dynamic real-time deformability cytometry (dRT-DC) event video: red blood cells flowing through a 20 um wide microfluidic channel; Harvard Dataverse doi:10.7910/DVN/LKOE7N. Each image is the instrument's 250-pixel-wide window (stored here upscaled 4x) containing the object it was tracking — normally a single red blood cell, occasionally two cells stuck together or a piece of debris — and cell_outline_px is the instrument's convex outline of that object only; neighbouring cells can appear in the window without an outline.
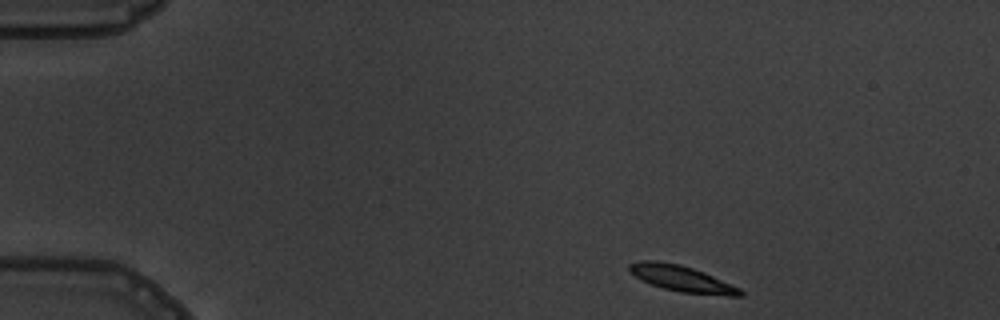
{"species": "common noctule bat (a hibernating species)", "species_latin": "Nyctalus noctula", "temperature_condition": "warm", "stored_images_in_passage": 3, "camera_frame_rate_fps": 3000, "um_per_image_px": 0.085, "animal": {"sex": "male", "body_mass_g": 19.5, "forearm_length_mm": 54.6}, "frame": {"image": 1, "passage_image": 1, "time_ms": 0.0, "image_size_px": [1000, 320], "cell_outline_px": [[744, 296], [728, 296], [680, 292], [664, 288], [652, 284], [636, 276], [628, 268], [628, 264], [636, 260], [656, 260], [680, 264], [704, 272], [740, 288], [744, 292]], "centroid_in_image_um": [57.98, 23.67], "position_along_channel_um": 27.0, "area_um2": 16.76}}